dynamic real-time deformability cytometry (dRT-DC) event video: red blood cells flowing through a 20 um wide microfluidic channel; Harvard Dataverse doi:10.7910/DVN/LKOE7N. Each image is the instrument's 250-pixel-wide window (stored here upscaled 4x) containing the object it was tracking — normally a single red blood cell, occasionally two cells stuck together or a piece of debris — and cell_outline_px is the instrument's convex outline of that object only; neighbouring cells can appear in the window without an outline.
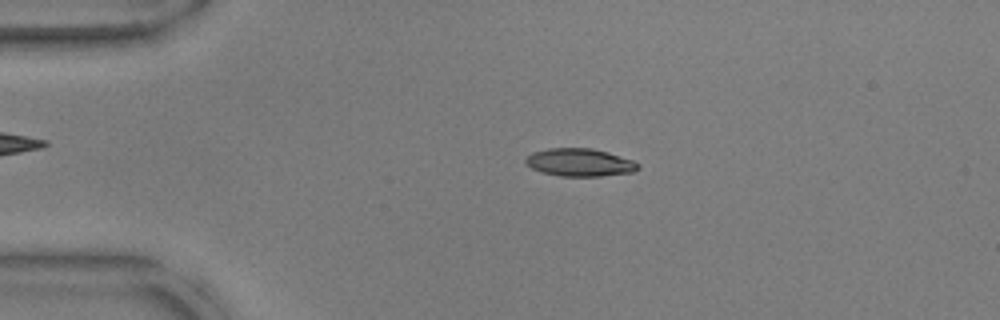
{"species": "common noctule bat (a hibernating species)", "species_latin": "Nyctalus noctula", "temperature_condition": "warm", "stored_images_in_passage": 53, "camera_frame_rate_fps": 3000, "um_per_image_px": 0.085, "animal": {"sex": "male", "body_mass_g": 17.9, "forearm_length_mm": 54.2}, "frame": {"image": 1, "passage_image": 11, "time_ms": 3.333, "image_size_px": [1000, 320], "cell_outline_px": [[640, 168], [632, 172], [600, 176], [560, 176], [540, 172], [524, 164], [524, 160], [532, 152], [548, 148], [592, 148], [608, 152], [632, 160], [640, 164]], "centroid_in_image_um": [49.25, 13.8], "position_along_channel_um": 35.8, "area_um2": 18.32}}
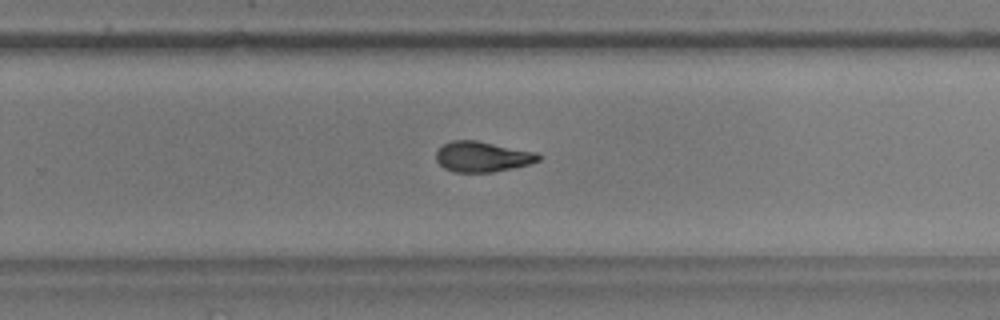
{"frame": {"image": 2, "passage_image": 34, "time_ms": 11.0, "image_size_px": [1000, 320], "cell_outline_px": [[540, 160], [528, 164], [512, 168], [492, 172], [456, 172], [444, 168], [436, 160], [436, 152], [444, 144], [452, 140], [476, 140], [536, 152], [540, 156]], "centroid_in_image_um": [40.99, 13.31], "position_along_channel_um": 288.8, "area_um2": 17.98}}
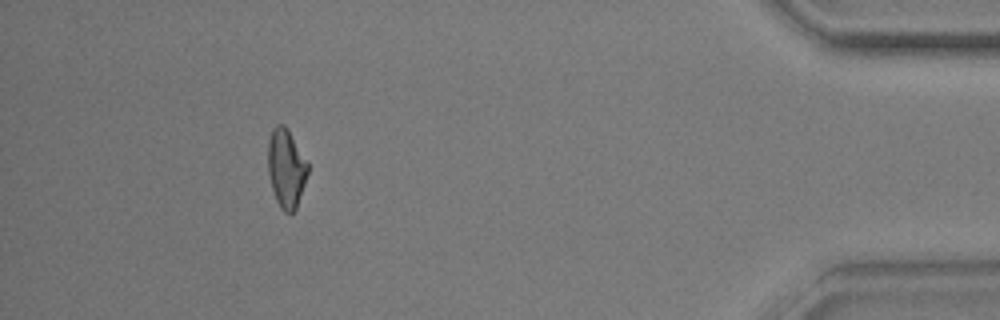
{"frame": {"image": 3, "passage_image": 48, "time_ms": 15.667, "image_size_px": [1000, 320], "cell_outline_px": [[308, 172], [296, 208], [292, 212], [284, 212], [280, 208], [276, 200], [272, 188], [268, 172], [268, 140], [272, 128], [276, 124], [284, 124], [288, 128], [308, 160]], "centroid_in_image_um": [24.33, 14.24], "position_along_channel_um": 410.9, "area_um2": 18.44}, "authors_computed_cell_mechanics": {"area_um2": 18.4382, "velocity_mm_per_s": 3.7986, "shape_relaxation_time_tau1_ms": 5.1724, "shape_relaxation_time_tau2_ms": 2.7369, "deformation_change_tau1": 0.1809, "deformation_change_tau2": 0.1059}}